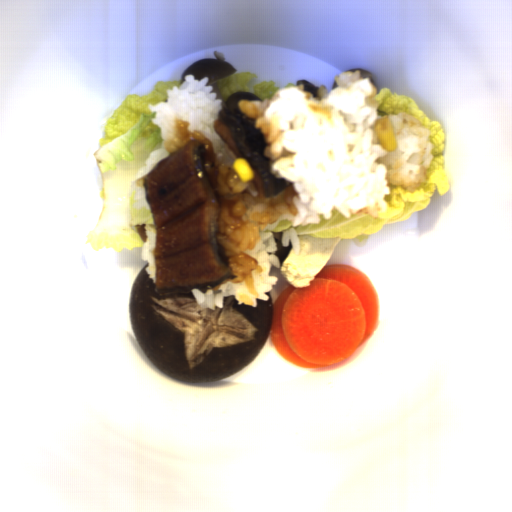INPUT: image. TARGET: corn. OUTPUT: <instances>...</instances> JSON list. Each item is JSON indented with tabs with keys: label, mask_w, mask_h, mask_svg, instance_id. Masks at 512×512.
<instances>
[{
	"label": "corn",
	"mask_w": 512,
	"mask_h": 512,
	"mask_svg": "<svg viewBox=\"0 0 512 512\" xmlns=\"http://www.w3.org/2000/svg\"><path fill=\"white\" fill-rule=\"evenodd\" d=\"M231 169L237 174L241 182L253 181L256 173L249 160L244 157H236Z\"/></svg>",
	"instance_id": "obj_2"
},
{
	"label": "corn",
	"mask_w": 512,
	"mask_h": 512,
	"mask_svg": "<svg viewBox=\"0 0 512 512\" xmlns=\"http://www.w3.org/2000/svg\"><path fill=\"white\" fill-rule=\"evenodd\" d=\"M390 115L382 116V118L376 120L374 125V131L384 149L387 152H393L398 150L394 128L392 126Z\"/></svg>",
	"instance_id": "obj_1"
}]
</instances>
